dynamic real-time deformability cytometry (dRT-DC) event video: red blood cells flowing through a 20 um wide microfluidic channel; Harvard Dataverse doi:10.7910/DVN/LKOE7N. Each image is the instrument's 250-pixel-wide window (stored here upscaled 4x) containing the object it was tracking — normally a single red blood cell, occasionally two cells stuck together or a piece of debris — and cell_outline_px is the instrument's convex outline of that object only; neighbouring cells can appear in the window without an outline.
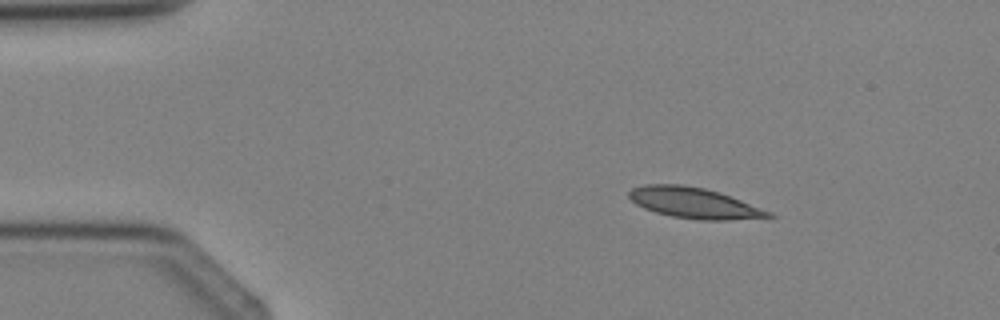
{"species": "Egyptian fruit bat (a non-hibernating species)", "species_latin": "Rousettus aegyptiacus", "temperature_condition": "cold", "stored_images_in_passage": 2, "camera_frame_rate_fps": 3000, "um_per_image_px": 0.085, "animal": {"sex": "female"}, "frame": {"image": 1, "passage_image": 1, "time_ms": 0.0, "image_size_px": [1000, 320], "cell_outline_px": [[776, 216], [728, 220], [700, 220], [672, 216], [656, 212], [644, 208], [636, 204], [628, 196], [628, 192], [632, 188], [644, 184], [684, 184], [704, 188], [720, 192], [772, 212]], "centroid_in_image_um": [58.98, 17.24], "position_along_channel_um": 26.0, "area_um2": 24.91}}